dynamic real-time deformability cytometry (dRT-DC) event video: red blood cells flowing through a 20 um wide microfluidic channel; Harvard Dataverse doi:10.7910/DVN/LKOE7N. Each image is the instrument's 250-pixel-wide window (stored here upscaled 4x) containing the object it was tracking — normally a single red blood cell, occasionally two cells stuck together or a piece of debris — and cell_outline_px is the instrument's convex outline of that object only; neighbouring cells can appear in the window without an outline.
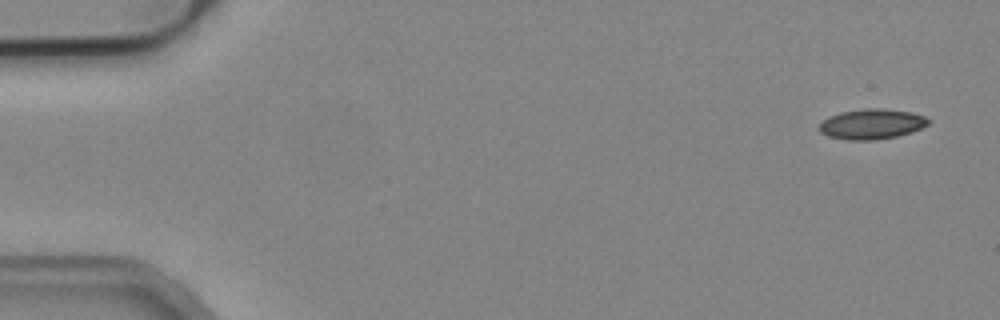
{"species": "common noctule bat (a hibernating species)", "species_latin": "Nyctalus noctula", "temperature_condition": "cold", "stored_images_in_passage": 4, "camera_frame_rate_fps": 3000, "um_per_image_px": 0.085, "animal": {"sex": "male", "body_mass_g": 19.2, "forearm_length_mm": 51.8}, "frame": {"image": 1, "passage_image": 1, "time_ms": 0.0, "image_size_px": [1000, 320], "cell_outline_px": [[928, 124], [912, 132], [896, 136], [872, 140], [848, 140], [828, 136], [820, 132], [820, 124], [828, 116], [844, 112], [868, 108], [876, 108], [912, 112], [924, 116], [928, 120]], "centroid_in_image_um": [74.09, 10.55], "position_along_channel_um": 10.9, "area_um2": 18.84}}
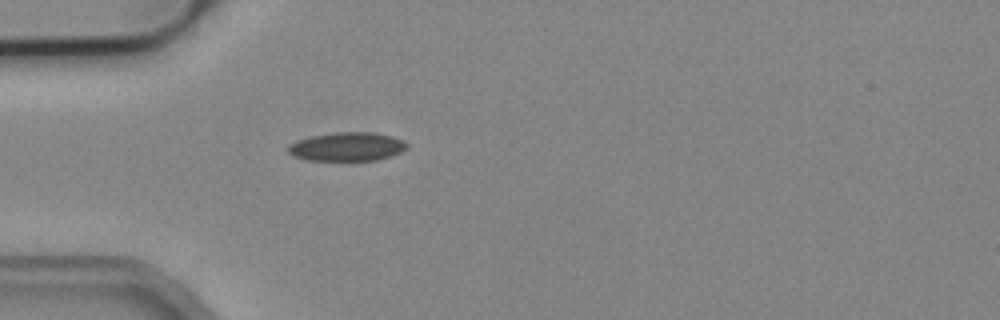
{"frame": {"image": 2, "passage_image": 4, "time_ms": 1.0, "image_size_px": [1000, 320], "cell_outline_px": [[408, 148], [392, 156], [376, 160], [308, 160], [292, 156], [288, 152], [288, 144], [296, 140], [312, 136], [336, 132], [372, 132], [392, 136], [404, 140], [408, 144]], "centroid_in_image_um": [29.51, 12.46], "position_along_channel_um": 55.5, "area_um2": 20.0}}